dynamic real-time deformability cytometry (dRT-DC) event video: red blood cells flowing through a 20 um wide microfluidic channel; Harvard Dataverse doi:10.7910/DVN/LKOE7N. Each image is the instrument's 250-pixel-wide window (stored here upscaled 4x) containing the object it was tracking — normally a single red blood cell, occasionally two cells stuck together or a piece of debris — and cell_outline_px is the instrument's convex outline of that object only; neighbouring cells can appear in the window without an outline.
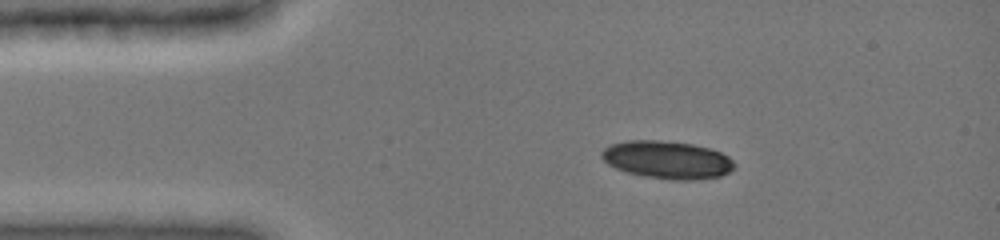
{"species": "common noctule bat (a hibernating species)", "species_latin": "Nyctalus noctula", "temperature_condition": "cold", "stored_images_in_passage": 5, "camera_frame_rate_fps": 3000, "um_per_image_px": 0.085, "animal": {"sex": "female", "body_mass_g": 19.0, "forearm_length_mm": 51.5}, "frame": {"image": 1, "passage_image": 3, "time_ms": 1.667, "image_size_px": [1000, 240], "cell_outline_px": [[736, 168], [720, 176], [692, 180], [668, 180], [644, 176], [628, 172], [616, 168], [608, 164], [600, 156], [600, 152], [604, 148], [612, 144], [628, 140], [656, 140], [692, 144], [708, 148], [720, 152], [728, 156], [736, 164]], "centroid_in_image_um": [56.71, 13.59], "position_along_channel_um": 28.3, "area_um2": 29.19}}